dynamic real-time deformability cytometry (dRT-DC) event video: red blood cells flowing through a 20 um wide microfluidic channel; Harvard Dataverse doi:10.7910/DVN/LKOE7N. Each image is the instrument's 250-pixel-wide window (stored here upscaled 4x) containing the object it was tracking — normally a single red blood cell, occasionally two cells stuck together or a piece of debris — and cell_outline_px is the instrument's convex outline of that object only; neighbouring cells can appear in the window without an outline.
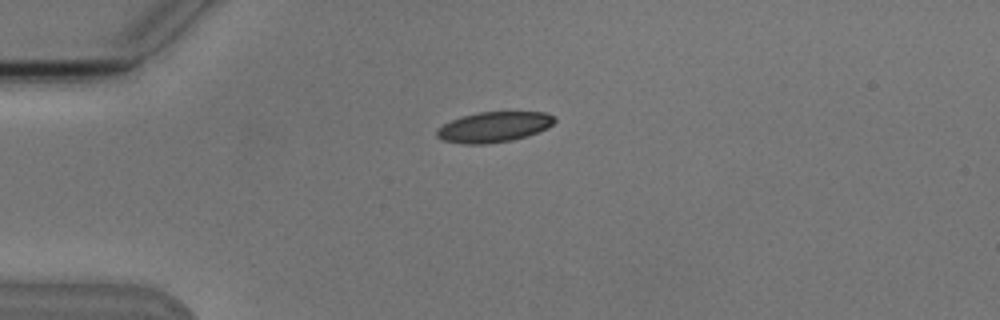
{"species": "Egyptian fruit bat (a non-hibernating species)", "species_latin": "Rousettus aegyptiacus", "temperature_condition": "cold", "stored_images_in_passage": 3, "camera_frame_rate_fps": 3000, "um_per_image_px": 0.085, "animal": {"sex": "male"}, "frame": {"image": 1, "passage_image": 2, "time_ms": 1.333, "image_size_px": [1000, 320], "cell_outline_px": [[556, 120], [548, 128], [528, 136], [512, 140], [484, 144], [464, 144], [444, 140], [436, 136], [436, 128], [452, 120], [464, 116], [480, 112], [548, 112], [556, 116]], "centroid_in_image_um": [42.02, 10.79], "position_along_channel_um": 43.0, "area_um2": 20.87}}